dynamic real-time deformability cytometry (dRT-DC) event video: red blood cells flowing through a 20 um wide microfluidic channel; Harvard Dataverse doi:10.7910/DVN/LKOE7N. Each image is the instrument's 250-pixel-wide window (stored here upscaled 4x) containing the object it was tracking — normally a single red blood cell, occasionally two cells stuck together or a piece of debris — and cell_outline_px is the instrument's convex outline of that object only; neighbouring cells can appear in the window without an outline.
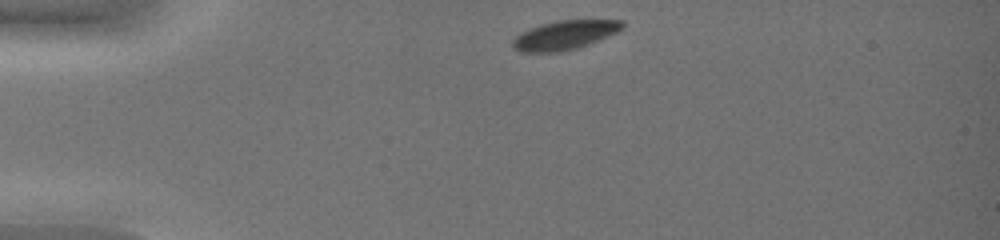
{"species": "common noctule bat (a hibernating species)", "species_latin": "Nyctalus noctula", "temperature_condition": "warm", "stored_images_in_passage": 35, "camera_frame_rate_fps": 3000, "um_per_image_px": 0.085, "animal": {"sex": "female", "body_mass_g": 19.0, "forearm_length_mm": 51.5}, "frame": {"image": 1, "passage_image": 1, "time_ms": 0.0, "image_size_px": [1000, 240], "cell_outline_px": [[624, 24], [616, 32], [588, 44], [576, 48], [560, 52], [520, 52], [512, 44], [512, 40], [520, 32], [528, 28], [540, 24], [556, 20], [620, 20]], "centroid_in_image_um": [47.93, 2.98], "position_along_channel_um": 37.1, "area_um2": 18.38}}
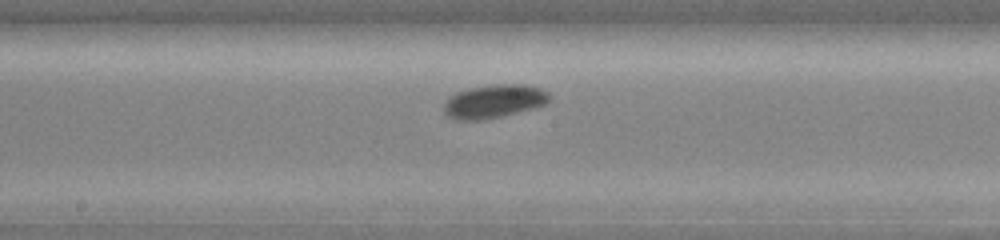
{"frame": {"image": 2, "passage_image": 17, "time_ms": 5.333, "image_size_px": [1000, 240], "cell_outline_px": [[548, 100], [544, 104], [532, 108], [500, 116], [480, 120], [452, 120], [444, 112], [444, 104], [456, 92], [468, 88], [492, 84], [524, 84], [540, 88], [548, 92]], "centroid_in_image_um": [41.95, 8.6], "position_along_channel_um": 206.3, "area_um2": 20.29}}
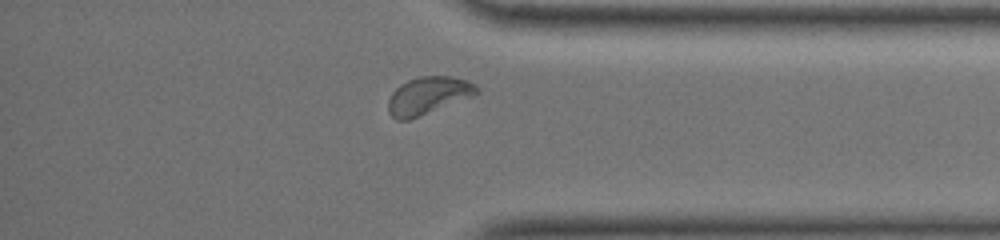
{"frame": {"image": 3, "passage_image": 31, "time_ms": 10.0, "image_size_px": [1000, 240], "cell_outline_px": [[480, 92], [476, 96], [408, 120], [396, 120], [388, 112], [388, 100], [392, 92], [400, 84], [408, 80], [420, 76], [452, 76], [476, 84], [480, 88]], "centroid_in_image_um": [36.43, 8.12], "position_along_channel_um": 398.8, "area_um2": 19.59}, "authors_computed_cell_mechanics": {"area_um2": 19.4786, "velocity_mm_per_s": 4.1211, "shape_relaxation_time_tau1_ms": 1.3477, "shape_relaxation_time_tau2_ms": null, "deformation_change_tau1": 0.062, "deformation_change_tau2": null}}